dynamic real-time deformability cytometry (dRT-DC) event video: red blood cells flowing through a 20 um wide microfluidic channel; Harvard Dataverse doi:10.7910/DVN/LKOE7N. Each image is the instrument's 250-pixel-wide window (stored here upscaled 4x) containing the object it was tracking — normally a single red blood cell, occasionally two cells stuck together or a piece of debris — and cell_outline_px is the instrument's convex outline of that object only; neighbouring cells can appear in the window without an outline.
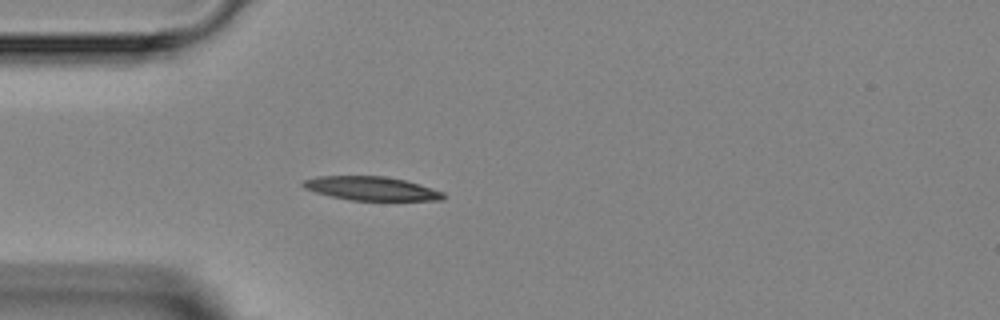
{"species": "Egyptian fruit bat (a non-hibernating species)", "species_latin": "Rousettus aegyptiacus", "temperature_condition": "room temperature", "stored_images_in_passage": 3, "camera_frame_rate_fps": 3000, "um_per_image_px": 0.085, "animal": {"sex": "female"}, "frame": {"image": 1, "passage_image": 3, "time_ms": 2.333, "image_size_px": [1000, 320], "cell_outline_px": [[444, 200], [352, 200], [332, 196], [316, 192], [304, 188], [300, 184], [304, 180], [316, 176], [384, 176], [404, 180], [420, 184], [444, 192]], "centroid_in_image_um": [31.56, 16.01], "position_along_channel_um": 53.4, "area_um2": 19.31}}